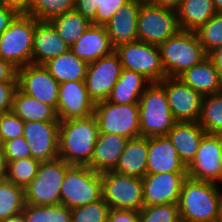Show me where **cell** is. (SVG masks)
<instances>
[{
  "instance_id": "obj_24",
  "label": "cell",
  "mask_w": 222,
  "mask_h": 222,
  "mask_svg": "<svg viewBox=\"0 0 222 222\" xmlns=\"http://www.w3.org/2000/svg\"><path fill=\"white\" fill-rule=\"evenodd\" d=\"M128 140L116 134L99 133L92 159L87 166L100 173L114 170Z\"/></svg>"
},
{
  "instance_id": "obj_40",
  "label": "cell",
  "mask_w": 222,
  "mask_h": 222,
  "mask_svg": "<svg viewBox=\"0 0 222 222\" xmlns=\"http://www.w3.org/2000/svg\"><path fill=\"white\" fill-rule=\"evenodd\" d=\"M24 134V122L13 112L0 113V135L2 143Z\"/></svg>"
},
{
  "instance_id": "obj_58",
  "label": "cell",
  "mask_w": 222,
  "mask_h": 222,
  "mask_svg": "<svg viewBox=\"0 0 222 222\" xmlns=\"http://www.w3.org/2000/svg\"><path fill=\"white\" fill-rule=\"evenodd\" d=\"M0 2H5V3H7V0H0Z\"/></svg>"
},
{
  "instance_id": "obj_32",
  "label": "cell",
  "mask_w": 222,
  "mask_h": 222,
  "mask_svg": "<svg viewBox=\"0 0 222 222\" xmlns=\"http://www.w3.org/2000/svg\"><path fill=\"white\" fill-rule=\"evenodd\" d=\"M197 122L207 134H222V91L203 96Z\"/></svg>"
},
{
  "instance_id": "obj_20",
  "label": "cell",
  "mask_w": 222,
  "mask_h": 222,
  "mask_svg": "<svg viewBox=\"0 0 222 222\" xmlns=\"http://www.w3.org/2000/svg\"><path fill=\"white\" fill-rule=\"evenodd\" d=\"M70 50L87 64L115 51L105 26L91 24Z\"/></svg>"
},
{
  "instance_id": "obj_4",
  "label": "cell",
  "mask_w": 222,
  "mask_h": 222,
  "mask_svg": "<svg viewBox=\"0 0 222 222\" xmlns=\"http://www.w3.org/2000/svg\"><path fill=\"white\" fill-rule=\"evenodd\" d=\"M159 49L163 68L168 77H179L208 56L193 31L180 30L161 43Z\"/></svg>"
},
{
  "instance_id": "obj_12",
  "label": "cell",
  "mask_w": 222,
  "mask_h": 222,
  "mask_svg": "<svg viewBox=\"0 0 222 222\" xmlns=\"http://www.w3.org/2000/svg\"><path fill=\"white\" fill-rule=\"evenodd\" d=\"M121 70L120 58L115 51L87 65L86 89L95 103L108 99L120 77Z\"/></svg>"
},
{
  "instance_id": "obj_42",
  "label": "cell",
  "mask_w": 222,
  "mask_h": 222,
  "mask_svg": "<svg viewBox=\"0 0 222 222\" xmlns=\"http://www.w3.org/2000/svg\"><path fill=\"white\" fill-rule=\"evenodd\" d=\"M2 146L7 162L31 157V150L24 136L5 141Z\"/></svg>"
},
{
  "instance_id": "obj_10",
  "label": "cell",
  "mask_w": 222,
  "mask_h": 222,
  "mask_svg": "<svg viewBox=\"0 0 222 222\" xmlns=\"http://www.w3.org/2000/svg\"><path fill=\"white\" fill-rule=\"evenodd\" d=\"M176 10L143 2L138 12L139 41L160 45L180 31Z\"/></svg>"
},
{
  "instance_id": "obj_36",
  "label": "cell",
  "mask_w": 222,
  "mask_h": 222,
  "mask_svg": "<svg viewBox=\"0 0 222 222\" xmlns=\"http://www.w3.org/2000/svg\"><path fill=\"white\" fill-rule=\"evenodd\" d=\"M75 0H34L25 12L38 21H50L52 18L74 10Z\"/></svg>"
},
{
  "instance_id": "obj_50",
  "label": "cell",
  "mask_w": 222,
  "mask_h": 222,
  "mask_svg": "<svg viewBox=\"0 0 222 222\" xmlns=\"http://www.w3.org/2000/svg\"><path fill=\"white\" fill-rule=\"evenodd\" d=\"M182 0H150L149 3L155 6L176 10Z\"/></svg>"
},
{
  "instance_id": "obj_31",
  "label": "cell",
  "mask_w": 222,
  "mask_h": 222,
  "mask_svg": "<svg viewBox=\"0 0 222 222\" xmlns=\"http://www.w3.org/2000/svg\"><path fill=\"white\" fill-rule=\"evenodd\" d=\"M48 22L55 28L58 35L69 47H71L92 24L88 18L84 17L75 9L56 16Z\"/></svg>"
},
{
  "instance_id": "obj_55",
  "label": "cell",
  "mask_w": 222,
  "mask_h": 222,
  "mask_svg": "<svg viewBox=\"0 0 222 222\" xmlns=\"http://www.w3.org/2000/svg\"><path fill=\"white\" fill-rule=\"evenodd\" d=\"M219 139H220V147H221V152H222V134H219Z\"/></svg>"
},
{
  "instance_id": "obj_45",
  "label": "cell",
  "mask_w": 222,
  "mask_h": 222,
  "mask_svg": "<svg viewBox=\"0 0 222 222\" xmlns=\"http://www.w3.org/2000/svg\"><path fill=\"white\" fill-rule=\"evenodd\" d=\"M99 0H75L74 9L95 25V13Z\"/></svg>"
},
{
  "instance_id": "obj_23",
  "label": "cell",
  "mask_w": 222,
  "mask_h": 222,
  "mask_svg": "<svg viewBox=\"0 0 222 222\" xmlns=\"http://www.w3.org/2000/svg\"><path fill=\"white\" fill-rule=\"evenodd\" d=\"M206 132L198 122H176L167 133L168 139L176 148L179 159L186 168L194 160L199 144Z\"/></svg>"
},
{
  "instance_id": "obj_1",
  "label": "cell",
  "mask_w": 222,
  "mask_h": 222,
  "mask_svg": "<svg viewBox=\"0 0 222 222\" xmlns=\"http://www.w3.org/2000/svg\"><path fill=\"white\" fill-rule=\"evenodd\" d=\"M178 206L182 222H221L218 184L187 177L182 183Z\"/></svg>"
},
{
  "instance_id": "obj_51",
  "label": "cell",
  "mask_w": 222,
  "mask_h": 222,
  "mask_svg": "<svg viewBox=\"0 0 222 222\" xmlns=\"http://www.w3.org/2000/svg\"><path fill=\"white\" fill-rule=\"evenodd\" d=\"M7 170V160L4 154L3 146H0V180L5 179Z\"/></svg>"
},
{
  "instance_id": "obj_49",
  "label": "cell",
  "mask_w": 222,
  "mask_h": 222,
  "mask_svg": "<svg viewBox=\"0 0 222 222\" xmlns=\"http://www.w3.org/2000/svg\"><path fill=\"white\" fill-rule=\"evenodd\" d=\"M34 0H7V3L19 12L25 13L33 4Z\"/></svg>"
},
{
  "instance_id": "obj_37",
  "label": "cell",
  "mask_w": 222,
  "mask_h": 222,
  "mask_svg": "<svg viewBox=\"0 0 222 222\" xmlns=\"http://www.w3.org/2000/svg\"><path fill=\"white\" fill-rule=\"evenodd\" d=\"M196 35L207 55L222 46V14L215 13L204 25L196 31Z\"/></svg>"
},
{
  "instance_id": "obj_25",
  "label": "cell",
  "mask_w": 222,
  "mask_h": 222,
  "mask_svg": "<svg viewBox=\"0 0 222 222\" xmlns=\"http://www.w3.org/2000/svg\"><path fill=\"white\" fill-rule=\"evenodd\" d=\"M179 78L202 96L222 91V79L209 56L189 68Z\"/></svg>"
},
{
  "instance_id": "obj_44",
  "label": "cell",
  "mask_w": 222,
  "mask_h": 222,
  "mask_svg": "<svg viewBox=\"0 0 222 222\" xmlns=\"http://www.w3.org/2000/svg\"><path fill=\"white\" fill-rule=\"evenodd\" d=\"M106 222H139V211L110 208Z\"/></svg>"
},
{
  "instance_id": "obj_2",
  "label": "cell",
  "mask_w": 222,
  "mask_h": 222,
  "mask_svg": "<svg viewBox=\"0 0 222 222\" xmlns=\"http://www.w3.org/2000/svg\"><path fill=\"white\" fill-rule=\"evenodd\" d=\"M98 134L94 114L60 121L59 158L70 165L87 166L92 159Z\"/></svg>"
},
{
  "instance_id": "obj_18",
  "label": "cell",
  "mask_w": 222,
  "mask_h": 222,
  "mask_svg": "<svg viewBox=\"0 0 222 222\" xmlns=\"http://www.w3.org/2000/svg\"><path fill=\"white\" fill-rule=\"evenodd\" d=\"M95 102L89 97L85 81L59 84L57 116L60 121L85 118L94 114Z\"/></svg>"
},
{
  "instance_id": "obj_15",
  "label": "cell",
  "mask_w": 222,
  "mask_h": 222,
  "mask_svg": "<svg viewBox=\"0 0 222 222\" xmlns=\"http://www.w3.org/2000/svg\"><path fill=\"white\" fill-rule=\"evenodd\" d=\"M17 80L23 93L57 109L59 82L44 65L31 63L17 69Z\"/></svg>"
},
{
  "instance_id": "obj_41",
  "label": "cell",
  "mask_w": 222,
  "mask_h": 222,
  "mask_svg": "<svg viewBox=\"0 0 222 222\" xmlns=\"http://www.w3.org/2000/svg\"><path fill=\"white\" fill-rule=\"evenodd\" d=\"M131 0H99L95 13V25L105 26L117 11Z\"/></svg>"
},
{
  "instance_id": "obj_14",
  "label": "cell",
  "mask_w": 222,
  "mask_h": 222,
  "mask_svg": "<svg viewBox=\"0 0 222 222\" xmlns=\"http://www.w3.org/2000/svg\"><path fill=\"white\" fill-rule=\"evenodd\" d=\"M187 177L218 184L222 180V152L219 134H205L192 163L187 167Z\"/></svg>"
},
{
  "instance_id": "obj_21",
  "label": "cell",
  "mask_w": 222,
  "mask_h": 222,
  "mask_svg": "<svg viewBox=\"0 0 222 222\" xmlns=\"http://www.w3.org/2000/svg\"><path fill=\"white\" fill-rule=\"evenodd\" d=\"M143 2L131 0L122 6L105 25L112 45H118L138 40L137 21L138 12Z\"/></svg>"
},
{
  "instance_id": "obj_26",
  "label": "cell",
  "mask_w": 222,
  "mask_h": 222,
  "mask_svg": "<svg viewBox=\"0 0 222 222\" xmlns=\"http://www.w3.org/2000/svg\"><path fill=\"white\" fill-rule=\"evenodd\" d=\"M148 138L139 136L128 140L115 172L143 178L147 174Z\"/></svg>"
},
{
  "instance_id": "obj_3",
  "label": "cell",
  "mask_w": 222,
  "mask_h": 222,
  "mask_svg": "<svg viewBox=\"0 0 222 222\" xmlns=\"http://www.w3.org/2000/svg\"><path fill=\"white\" fill-rule=\"evenodd\" d=\"M140 136H166L176 124L165 88L159 82H152L139 100Z\"/></svg>"
},
{
  "instance_id": "obj_13",
  "label": "cell",
  "mask_w": 222,
  "mask_h": 222,
  "mask_svg": "<svg viewBox=\"0 0 222 222\" xmlns=\"http://www.w3.org/2000/svg\"><path fill=\"white\" fill-rule=\"evenodd\" d=\"M167 95L170 111L177 122H197L203 96L179 77L166 76L159 82Z\"/></svg>"
},
{
  "instance_id": "obj_39",
  "label": "cell",
  "mask_w": 222,
  "mask_h": 222,
  "mask_svg": "<svg viewBox=\"0 0 222 222\" xmlns=\"http://www.w3.org/2000/svg\"><path fill=\"white\" fill-rule=\"evenodd\" d=\"M109 211V205L101 199L81 207L72 208L71 222H106Z\"/></svg>"
},
{
  "instance_id": "obj_30",
  "label": "cell",
  "mask_w": 222,
  "mask_h": 222,
  "mask_svg": "<svg viewBox=\"0 0 222 222\" xmlns=\"http://www.w3.org/2000/svg\"><path fill=\"white\" fill-rule=\"evenodd\" d=\"M87 65L70 49L44 64L59 84L66 81H85Z\"/></svg>"
},
{
  "instance_id": "obj_6",
  "label": "cell",
  "mask_w": 222,
  "mask_h": 222,
  "mask_svg": "<svg viewBox=\"0 0 222 222\" xmlns=\"http://www.w3.org/2000/svg\"><path fill=\"white\" fill-rule=\"evenodd\" d=\"M61 204L69 209L102 199L100 172L85 165H70L61 185Z\"/></svg>"
},
{
  "instance_id": "obj_52",
  "label": "cell",
  "mask_w": 222,
  "mask_h": 222,
  "mask_svg": "<svg viewBox=\"0 0 222 222\" xmlns=\"http://www.w3.org/2000/svg\"><path fill=\"white\" fill-rule=\"evenodd\" d=\"M4 222H26L23 212L11 216L9 219H7Z\"/></svg>"
},
{
  "instance_id": "obj_48",
  "label": "cell",
  "mask_w": 222,
  "mask_h": 222,
  "mask_svg": "<svg viewBox=\"0 0 222 222\" xmlns=\"http://www.w3.org/2000/svg\"><path fill=\"white\" fill-rule=\"evenodd\" d=\"M208 56L212 59L222 79V46L213 50Z\"/></svg>"
},
{
  "instance_id": "obj_11",
  "label": "cell",
  "mask_w": 222,
  "mask_h": 222,
  "mask_svg": "<svg viewBox=\"0 0 222 222\" xmlns=\"http://www.w3.org/2000/svg\"><path fill=\"white\" fill-rule=\"evenodd\" d=\"M115 52L124 69L140 73L151 82H161L166 77L158 45L136 40L118 45Z\"/></svg>"
},
{
  "instance_id": "obj_17",
  "label": "cell",
  "mask_w": 222,
  "mask_h": 222,
  "mask_svg": "<svg viewBox=\"0 0 222 222\" xmlns=\"http://www.w3.org/2000/svg\"><path fill=\"white\" fill-rule=\"evenodd\" d=\"M187 172L146 174L142 178L144 206L178 203Z\"/></svg>"
},
{
  "instance_id": "obj_8",
  "label": "cell",
  "mask_w": 222,
  "mask_h": 222,
  "mask_svg": "<svg viewBox=\"0 0 222 222\" xmlns=\"http://www.w3.org/2000/svg\"><path fill=\"white\" fill-rule=\"evenodd\" d=\"M94 116L99 133L116 134L128 139L140 136L139 104L95 103Z\"/></svg>"
},
{
  "instance_id": "obj_54",
  "label": "cell",
  "mask_w": 222,
  "mask_h": 222,
  "mask_svg": "<svg viewBox=\"0 0 222 222\" xmlns=\"http://www.w3.org/2000/svg\"><path fill=\"white\" fill-rule=\"evenodd\" d=\"M218 187H219L221 202H222V180L218 183Z\"/></svg>"
},
{
  "instance_id": "obj_35",
  "label": "cell",
  "mask_w": 222,
  "mask_h": 222,
  "mask_svg": "<svg viewBox=\"0 0 222 222\" xmlns=\"http://www.w3.org/2000/svg\"><path fill=\"white\" fill-rule=\"evenodd\" d=\"M40 163L32 157L7 162L5 179L25 189L35 178Z\"/></svg>"
},
{
  "instance_id": "obj_29",
  "label": "cell",
  "mask_w": 222,
  "mask_h": 222,
  "mask_svg": "<svg viewBox=\"0 0 222 222\" xmlns=\"http://www.w3.org/2000/svg\"><path fill=\"white\" fill-rule=\"evenodd\" d=\"M215 13L217 10L213 0H182L176 9L178 24L182 31L195 32Z\"/></svg>"
},
{
  "instance_id": "obj_34",
  "label": "cell",
  "mask_w": 222,
  "mask_h": 222,
  "mask_svg": "<svg viewBox=\"0 0 222 222\" xmlns=\"http://www.w3.org/2000/svg\"><path fill=\"white\" fill-rule=\"evenodd\" d=\"M26 222H71V209L64 204L37 206L25 203Z\"/></svg>"
},
{
  "instance_id": "obj_47",
  "label": "cell",
  "mask_w": 222,
  "mask_h": 222,
  "mask_svg": "<svg viewBox=\"0 0 222 222\" xmlns=\"http://www.w3.org/2000/svg\"><path fill=\"white\" fill-rule=\"evenodd\" d=\"M0 82H18L17 68L0 57Z\"/></svg>"
},
{
  "instance_id": "obj_53",
  "label": "cell",
  "mask_w": 222,
  "mask_h": 222,
  "mask_svg": "<svg viewBox=\"0 0 222 222\" xmlns=\"http://www.w3.org/2000/svg\"><path fill=\"white\" fill-rule=\"evenodd\" d=\"M213 2L217 12L222 14V0H213Z\"/></svg>"
},
{
  "instance_id": "obj_9",
  "label": "cell",
  "mask_w": 222,
  "mask_h": 222,
  "mask_svg": "<svg viewBox=\"0 0 222 222\" xmlns=\"http://www.w3.org/2000/svg\"><path fill=\"white\" fill-rule=\"evenodd\" d=\"M102 199L109 208L140 211L144 206L141 178L123 175L114 170L100 173Z\"/></svg>"
},
{
  "instance_id": "obj_22",
  "label": "cell",
  "mask_w": 222,
  "mask_h": 222,
  "mask_svg": "<svg viewBox=\"0 0 222 222\" xmlns=\"http://www.w3.org/2000/svg\"><path fill=\"white\" fill-rule=\"evenodd\" d=\"M69 49L70 47L48 21H39L36 24L32 51L33 64L44 65Z\"/></svg>"
},
{
  "instance_id": "obj_43",
  "label": "cell",
  "mask_w": 222,
  "mask_h": 222,
  "mask_svg": "<svg viewBox=\"0 0 222 222\" xmlns=\"http://www.w3.org/2000/svg\"><path fill=\"white\" fill-rule=\"evenodd\" d=\"M18 82H0V113L12 111Z\"/></svg>"
},
{
  "instance_id": "obj_19",
  "label": "cell",
  "mask_w": 222,
  "mask_h": 222,
  "mask_svg": "<svg viewBox=\"0 0 222 222\" xmlns=\"http://www.w3.org/2000/svg\"><path fill=\"white\" fill-rule=\"evenodd\" d=\"M187 172L167 136L148 137L147 174Z\"/></svg>"
},
{
  "instance_id": "obj_5",
  "label": "cell",
  "mask_w": 222,
  "mask_h": 222,
  "mask_svg": "<svg viewBox=\"0 0 222 222\" xmlns=\"http://www.w3.org/2000/svg\"><path fill=\"white\" fill-rule=\"evenodd\" d=\"M39 21L20 12L0 35V57L17 69L32 63L35 26Z\"/></svg>"
},
{
  "instance_id": "obj_7",
  "label": "cell",
  "mask_w": 222,
  "mask_h": 222,
  "mask_svg": "<svg viewBox=\"0 0 222 222\" xmlns=\"http://www.w3.org/2000/svg\"><path fill=\"white\" fill-rule=\"evenodd\" d=\"M69 166L60 158L41 162L35 178L24 189L25 203L37 206L61 204V185Z\"/></svg>"
},
{
  "instance_id": "obj_38",
  "label": "cell",
  "mask_w": 222,
  "mask_h": 222,
  "mask_svg": "<svg viewBox=\"0 0 222 222\" xmlns=\"http://www.w3.org/2000/svg\"><path fill=\"white\" fill-rule=\"evenodd\" d=\"M178 203L143 206L139 222H180Z\"/></svg>"
},
{
  "instance_id": "obj_33",
  "label": "cell",
  "mask_w": 222,
  "mask_h": 222,
  "mask_svg": "<svg viewBox=\"0 0 222 222\" xmlns=\"http://www.w3.org/2000/svg\"><path fill=\"white\" fill-rule=\"evenodd\" d=\"M24 205V188L7 179L0 180V222L21 213Z\"/></svg>"
},
{
  "instance_id": "obj_56",
  "label": "cell",
  "mask_w": 222,
  "mask_h": 222,
  "mask_svg": "<svg viewBox=\"0 0 222 222\" xmlns=\"http://www.w3.org/2000/svg\"><path fill=\"white\" fill-rule=\"evenodd\" d=\"M2 138H1V135H0V146H2Z\"/></svg>"
},
{
  "instance_id": "obj_16",
  "label": "cell",
  "mask_w": 222,
  "mask_h": 222,
  "mask_svg": "<svg viewBox=\"0 0 222 222\" xmlns=\"http://www.w3.org/2000/svg\"><path fill=\"white\" fill-rule=\"evenodd\" d=\"M60 122H24V138L31 157L40 162L59 158Z\"/></svg>"
},
{
  "instance_id": "obj_46",
  "label": "cell",
  "mask_w": 222,
  "mask_h": 222,
  "mask_svg": "<svg viewBox=\"0 0 222 222\" xmlns=\"http://www.w3.org/2000/svg\"><path fill=\"white\" fill-rule=\"evenodd\" d=\"M20 12L8 3L0 2V35Z\"/></svg>"
},
{
  "instance_id": "obj_27",
  "label": "cell",
  "mask_w": 222,
  "mask_h": 222,
  "mask_svg": "<svg viewBox=\"0 0 222 222\" xmlns=\"http://www.w3.org/2000/svg\"><path fill=\"white\" fill-rule=\"evenodd\" d=\"M151 83L144 75L122 68L107 100L116 104H138L141 95Z\"/></svg>"
},
{
  "instance_id": "obj_57",
  "label": "cell",
  "mask_w": 222,
  "mask_h": 222,
  "mask_svg": "<svg viewBox=\"0 0 222 222\" xmlns=\"http://www.w3.org/2000/svg\"><path fill=\"white\" fill-rule=\"evenodd\" d=\"M139 1H142V2H149L150 0H139Z\"/></svg>"
},
{
  "instance_id": "obj_28",
  "label": "cell",
  "mask_w": 222,
  "mask_h": 222,
  "mask_svg": "<svg viewBox=\"0 0 222 222\" xmlns=\"http://www.w3.org/2000/svg\"><path fill=\"white\" fill-rule=\"evenodd\" d=\"M12 111L23 122H60L54 107L23 93L19 88L13 97Z\"/></svg>"
}]
</instances>
